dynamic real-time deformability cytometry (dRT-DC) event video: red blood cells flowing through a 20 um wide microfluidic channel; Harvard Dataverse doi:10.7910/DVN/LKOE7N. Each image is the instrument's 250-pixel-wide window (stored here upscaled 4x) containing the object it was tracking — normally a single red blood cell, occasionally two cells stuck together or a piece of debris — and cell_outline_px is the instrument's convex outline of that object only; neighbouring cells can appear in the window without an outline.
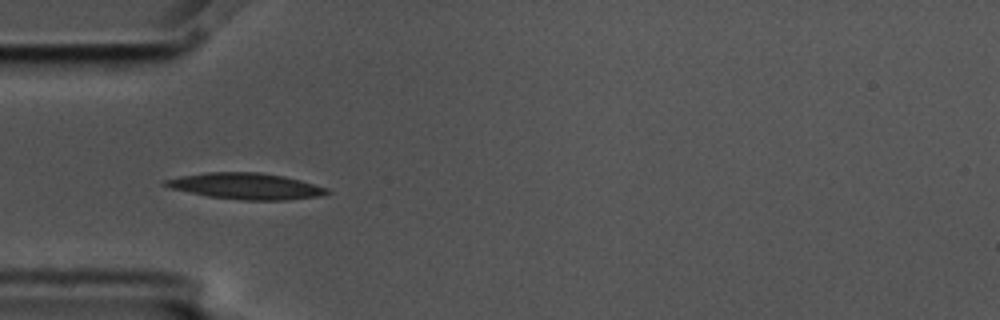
{"species": "common noctule bat (a hibernating species)", "species_latin": "Nyctalus noctula", "temperature_condition": "cold", "stored_images_in_passage": 6, "camera_frame_rate_fps": 3000, "um_per_image_px": 0.085, "animal": {"sex": "male", "body_mass_g": 17.5, "forearm_length_mm": 52.3}, "frame": {"image": 1, "passage_image": 5, "time_ms": 1.333, "image_size_px": [1000, 320], "cell_outline_px": [[332, 192], [320, 196], [284, 200], [240, 200], [208, 196], [172, 188], [164, 184], [164, 180], [180, 176], [208, 172], [260, 172], [284, 176], [300, 180], [328, 188]], "centroid_in_image_um": [20.95, 15.82], "position_along_channel_um": 64.0, "area_um2": 24.51}}